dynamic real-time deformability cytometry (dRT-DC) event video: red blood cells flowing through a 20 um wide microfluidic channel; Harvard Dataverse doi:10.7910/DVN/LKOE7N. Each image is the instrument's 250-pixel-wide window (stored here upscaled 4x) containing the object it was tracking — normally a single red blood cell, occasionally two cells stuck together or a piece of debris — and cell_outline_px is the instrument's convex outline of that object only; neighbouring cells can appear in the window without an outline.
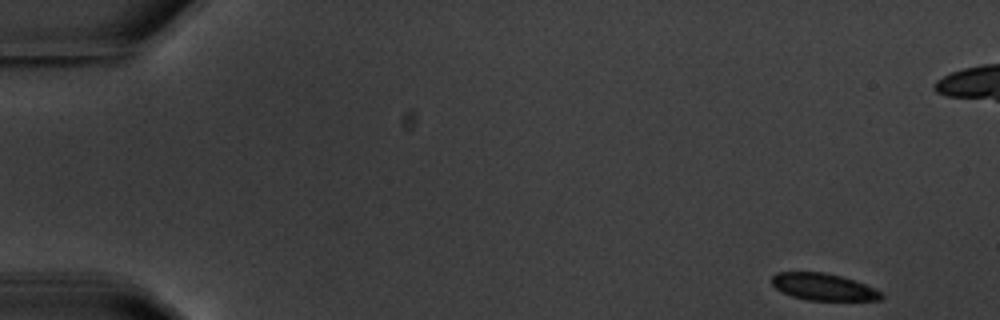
{"species": "common noctule bat (a hibernating species)", "species_latin": "Nyctalus noctula", "temperature_condition": "warm", "stored_images_in_passage": 4, "camera_frame_rate_fps": 3000, "um_per_image_px": 0.085, "animal": {"sex": "male", "body_mass_g": 20.1, "forearm_length_mm": 53.5}, "frame": {"image": 1, "passage_image": 1, "time_ms": 0.0, "image_size_px": [1000, 320], "cell_outline_px": [[884, 296], [880, 300], [808, 300], [792, 296], [776, 288], [772, 284], [772, 276], [776, 272], [824, 272], [840, 276], [876, 288], [884, 292]], "centroid_in_image_um": [70.02, 24.39], "position_along_channel_um": 15.0, "area_um2": 17.11}}